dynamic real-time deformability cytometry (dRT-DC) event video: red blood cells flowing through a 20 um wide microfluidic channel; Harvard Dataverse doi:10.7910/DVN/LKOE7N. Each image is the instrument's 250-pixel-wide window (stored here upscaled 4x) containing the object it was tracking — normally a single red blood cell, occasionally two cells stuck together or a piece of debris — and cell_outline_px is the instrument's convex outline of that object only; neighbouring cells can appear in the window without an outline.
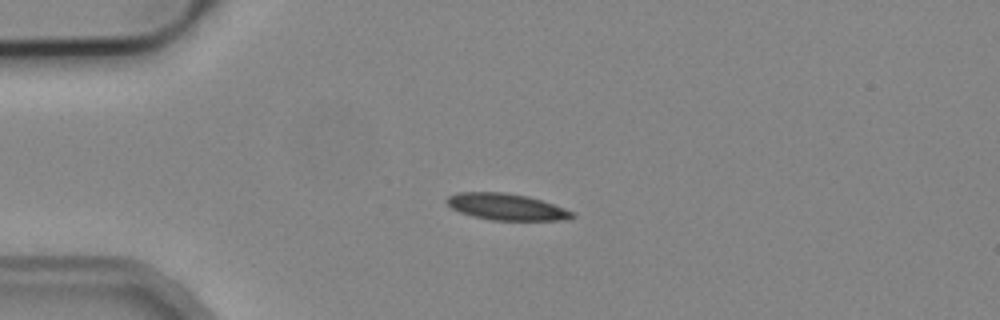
{"species": "common noctule bat (a hibernating species)", "species_latin": "Nyctalus noctula", "temperature_condition": "cold", "stored_images_in_passage": 5, "camera_frame_rate_fps": 3000, "um_per_image_px": 0.085, "animal": {"sex": "male", "body_mass_g": 19.2, "forearm_length_mm": 51.8}, "frame": {"image": 1, "passage_image": 4, "time_ms": 3.667, "image_size_px": [1000, 320], "cell_outline_px": [[576, 216], [568, 220], [492, 220], [472, 216], [460, 212], [452, 208], [444, 200], [448, 196], [456, 192], [504, 192], [528, 196], [564, 208], [572, 212]], "centroid_in_image_um": [43.02, 17.58], "position_along_channel_um": 42.0, "area_um2": 19.36}}